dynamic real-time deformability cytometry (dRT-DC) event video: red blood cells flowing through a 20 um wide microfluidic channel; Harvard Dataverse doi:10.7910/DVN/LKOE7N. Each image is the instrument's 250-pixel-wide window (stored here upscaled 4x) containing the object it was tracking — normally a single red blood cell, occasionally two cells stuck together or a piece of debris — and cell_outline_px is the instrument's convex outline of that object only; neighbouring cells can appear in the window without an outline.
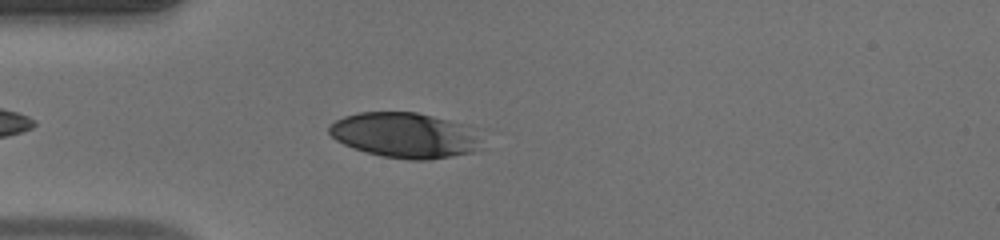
{"species": "human", "species_latin": "Homo sapiens", "temperature_condition": "warm", "stored_images_in_passage": 37, "camera_frame_rate_fps": 3000, "um_per_image_px": 0.085, "donor": {"sex": "male"}, "frame": {"image": 1, "passage_image": 4, "time_ms": 1.0, "image_size_px": [1000, 240], "cell_outline_px": [[480, 132], [472, 152], [428, 160], [408, 160], [384, 156], [352, 148], [336, 140], [328, 132], [328, 128], [336, 120], [344, 116], [360, 112], [416, 112], [480, 128]], "centroid_in_image_um": [34.4, 11.48], "position_along_channel_um": 50.6, "area_um2": 40.0}}
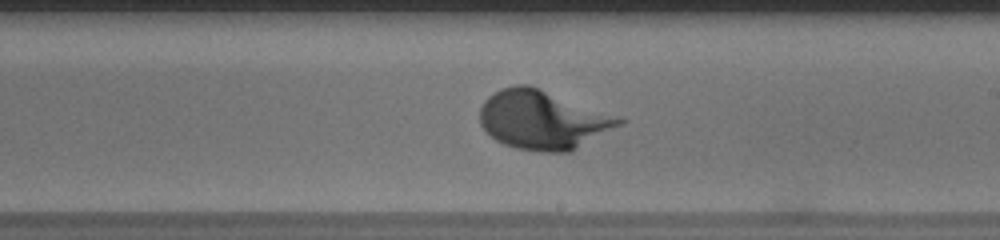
{"frame": {"image": 2, "passage_image": 19, "time_ms": 6.0, "image_size_px": [1000, 240], "cell_outline_px": [[628, 120], [572, 152], [536, 152], [516, 148], [504, 144], [496, 140], [480, 124], [480, 108], [484, 100], [488, 96], [500, 88], [516, 84], [528, 84]], "centroid_in_image_um": [46.12, 10.19], "position_along_channel_um": 242.9, "area_um2": 47.63}}
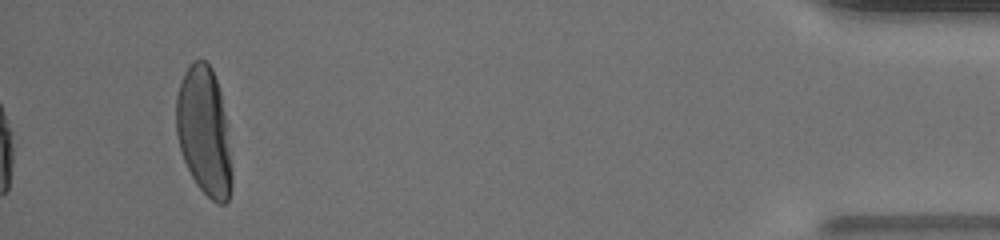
{"frame": {"image": 3, "passage_image": 37, "time_ms": 12.0, "image_size_px": [1000, 240], "cell_outline_px": [[232, 184], [228, 200], [224, 204], [216, 204], [196, 184], [184, 160], [180, 148], [176, 132], [176, 96], [184, 72], [192, 60], [204, 60], [212, 68], [220, 92], [228, 124], [232, 168]], "centroid_in_image_um": [17.37, 11.17], "position_along_channel_um": 417.8, "area_um2": 41.96}}